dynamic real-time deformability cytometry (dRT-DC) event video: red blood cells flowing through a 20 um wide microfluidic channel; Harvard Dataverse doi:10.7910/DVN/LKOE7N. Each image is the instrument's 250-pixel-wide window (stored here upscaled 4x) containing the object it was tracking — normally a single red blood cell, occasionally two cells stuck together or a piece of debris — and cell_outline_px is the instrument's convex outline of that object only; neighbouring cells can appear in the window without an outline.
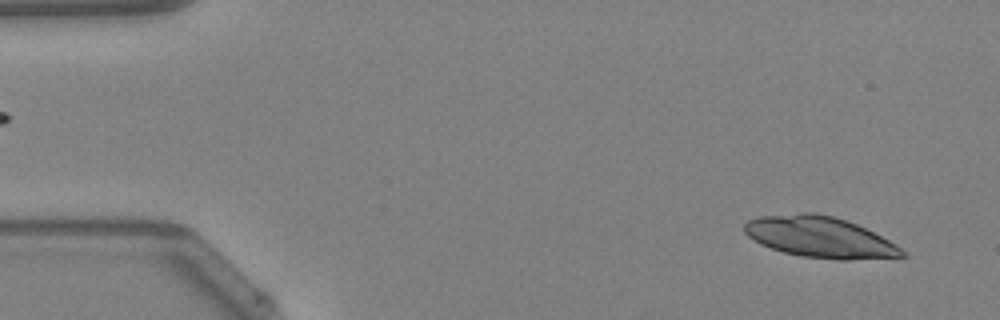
{"species": "Egyptian fruit bat (a non-hibernating species)", "species_latin": "Rousettus aegyptiacus", "temperature_condition": "warm", "stored_images_in_passage": 47, "camera_frame_rate_fps": 3000, "um_per_image_px": 0.085, "animal": {"sex": "female"}, "frame": {"image": 1, "passage_image": 3, "time_ms": 0.667, "image_size_px": [1000, 320], "cell_outline_px": [[908, 256], [848, 260], [840, 260], [800, 256], [784, 252], [760, 244], [752, 240], [744, 232], [744, 224], [748, 220], [760, 216], [800, 212], [816, 212], [832, 216], [856, 224], [896, 244], [908, 252]], "centroid_in_image_um": [69.68, 20.15], "position_along_channel_um": 15.3, "area_um2": 37.74}}